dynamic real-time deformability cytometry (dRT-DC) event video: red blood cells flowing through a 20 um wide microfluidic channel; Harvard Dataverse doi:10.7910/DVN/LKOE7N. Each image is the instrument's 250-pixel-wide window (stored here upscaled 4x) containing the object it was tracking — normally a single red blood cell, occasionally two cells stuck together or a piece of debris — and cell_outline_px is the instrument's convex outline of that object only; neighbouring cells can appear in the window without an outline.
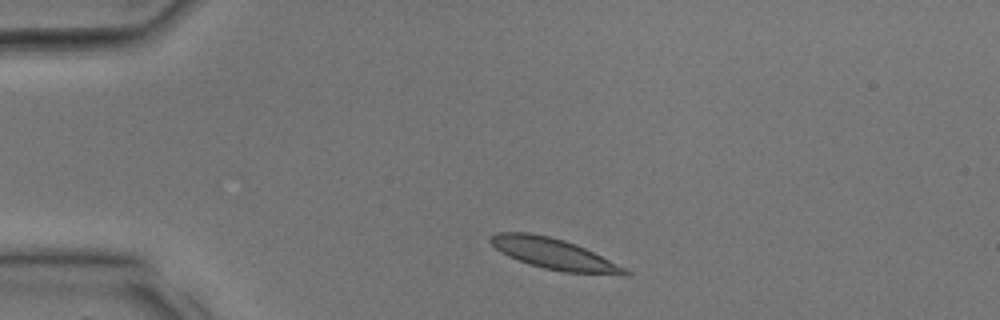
{"species": "common noctule bat (a hibernating species)", "species_latin": "Nyctalus noctula", "temperature_condition": "room temperature", "stored_images_in_passage": 18, "camera_frame_rate_fps": 3000, "um_per_image_px": 0.085, "animal": {"sex": "male", "body_mass_g": 17.9, "forearm_length_mm": 54.2}, "frame": {"image": 1, "passage_image": 1, "time_ms": 0.0, "image_size_px": [1000, 320], "cell_outline_px": [[632, 272], [628, 276], [624, 276], [564, 272], [544, 268], [528, 264], [508, 256], [496, 248], [488, 240], [496, 232], [528, 232], [548, 236], [564, 240], [576, 244]], "centroid_in_image_um": [47.09, 21.59], "position_along_channel_um": 37.9, "area_um2": 23.99}}
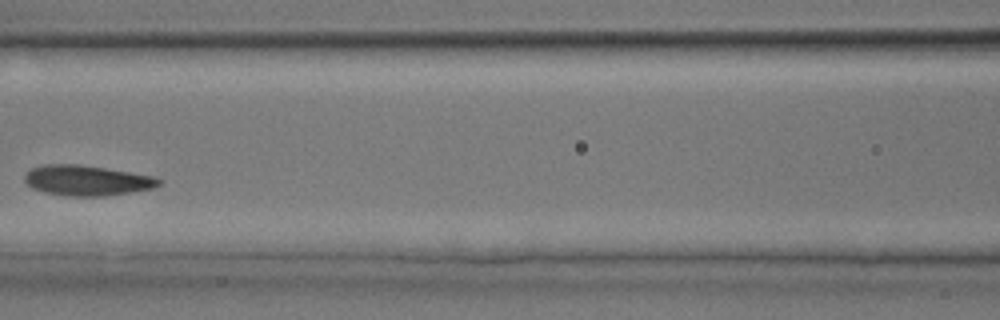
{"frame": {"image": 2, "passage_image": 9, "time_ms": 2.667, "image_size_px": [1000, 320], "cell_outline_px": [[164, 180], [160, 184], [152, 188], [104, 196], [64, 196], [44, 192], [32, 188], [24, 180], [24, 176], [32, 168], [44, 164], [80, 164], [152, 176]], "centroid_in_image_um": [7.35, 15.34], "position_along_channel_um": 159.2, "area_um2": 23.52}}
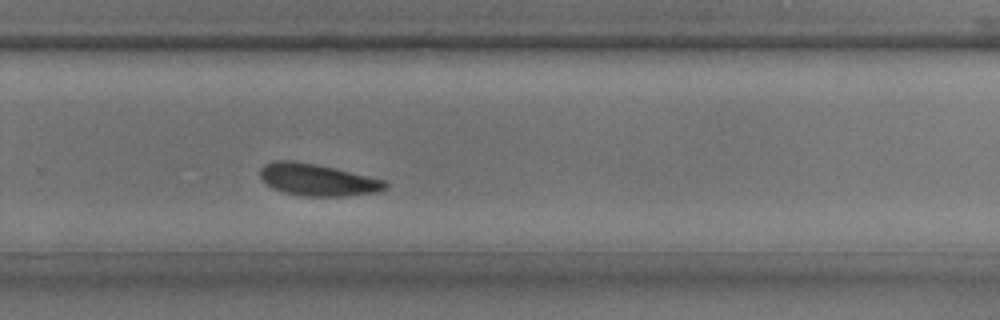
{"frame": {"image": 3, "passage_image": 16, "time_ms": 5.0, "image_size_px": [1000, 320], "cell_outline_px": [[388, 188], [376, 192], [344, 196], [304, 196], [284, 192], [272, 188], [260, 180], [260, 168], [264, 164], [272, 160], [292, 160], [316, 164], [388, 180]], "centroid_in_image_um": [26.98, 15.27], "position_along_channel_um": 302.8, "area_um2": 23.58}}